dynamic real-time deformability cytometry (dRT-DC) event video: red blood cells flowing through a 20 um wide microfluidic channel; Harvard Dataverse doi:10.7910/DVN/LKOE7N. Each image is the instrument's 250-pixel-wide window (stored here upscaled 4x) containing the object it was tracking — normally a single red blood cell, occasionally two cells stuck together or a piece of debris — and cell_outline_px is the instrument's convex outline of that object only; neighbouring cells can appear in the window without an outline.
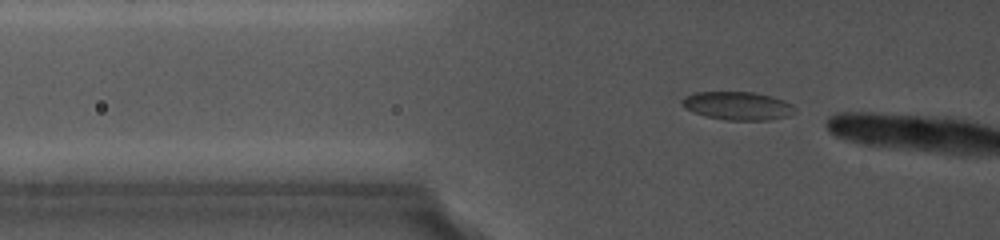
{"species": "common noctule bat (a hibernating species)", "species_latin": "Nyctalus noctula", "temperature_condition": "cold", "stored_images_in_passage": 10, "camera_frame_rate_fps": 5000, "um_per_image_px": 0.085, "animal": {"sex": "female", "body_mass_g": 19.0, "forearm_length_mm": 56.7}, "frame": {"image": 1, "passage_image": 2, "time_ms": 0.4, "image_size_px": [1000, 240], "cell_outline_px": [[796, 112], [788, 116], [768, 120], [728, 120], [704, 116], [692, 112], [684, 108], [680, 104], [680, 100], [684, 96], [692, 92], [752, 92], [772, 96], [784, 100], [792, 104], [796, 108]], "centroid_in_image_um": [62.66, 8.99], "position_along_channel_um": 63.1, "area_um2": 18.9}}